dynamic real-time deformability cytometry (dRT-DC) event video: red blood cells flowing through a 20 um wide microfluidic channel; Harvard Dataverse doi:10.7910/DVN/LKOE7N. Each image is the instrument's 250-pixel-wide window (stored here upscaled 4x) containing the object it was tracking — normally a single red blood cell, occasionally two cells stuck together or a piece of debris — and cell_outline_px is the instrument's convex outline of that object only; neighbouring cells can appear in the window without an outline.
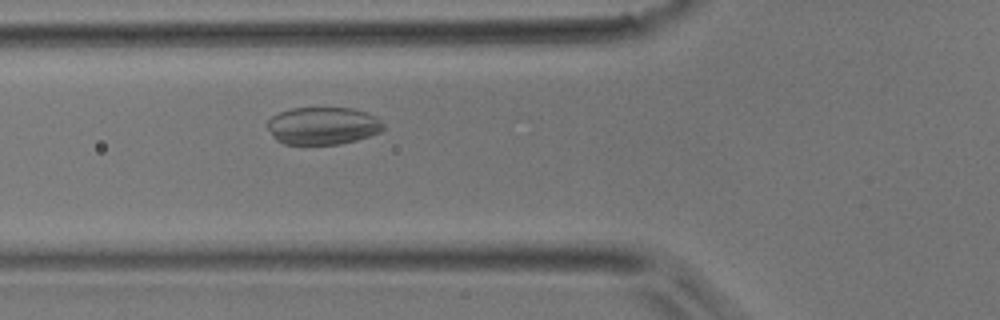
{"species": "common noctule bat (a hibernating species)", "species_latin": "Nyctalus noctula", "temperature_condition": "room temperature", "stored_images_in_passage": 28, "camera_frame_rate_fps": 3000, "um_per_image_px": 0.085, "animal": {"sex": "male", "body_mass_g": 17.9}, "frame": {"image": 1, "passage_image": 12, "time_ms": 3.667, "image_size_px": [1000, 320], "cell_outline_px": [[384, 128], [380, 132], [356, 140], [340, 144], [284, 144], [276, 140], [272, 136], [268, 128], [268, 120], [272, 116], [280, 112], [292, 108], [352, 108], [368, 112], [376, 116], [384, 124]], "centroid_in_image_um": [27.45, 10.69], "position_along_channel_um": 98.3, "area_um2": 25.43}}
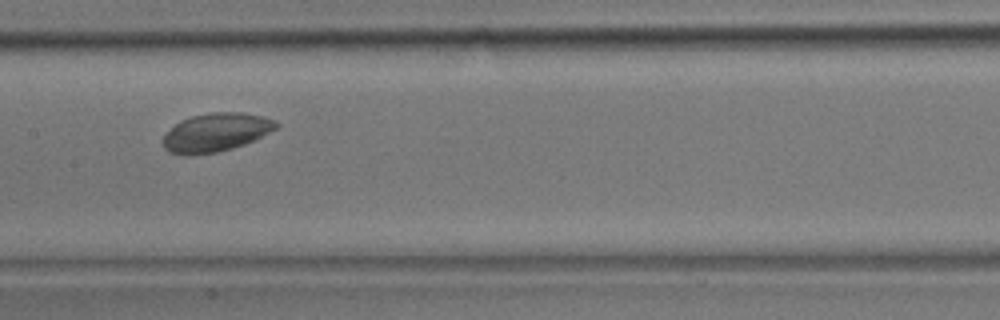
{"frame": {"image": 2, "passage_image": 18, "time_ms": 5.667, "image_size_px": [1000, 320], "cell_outline_px": [[280, 124], [276, 128], [244, 144], [232, 148], [216, 152], [184, 156], [168, 152], [164, 148], [164, 136], [180, 120], [192, 116], [212, 112], [240, 112], [264, 116], [276, 120]], "centroid_in_image_um": [18.35, 11.25], "position_along_channel_um": 189.1, "area_um2": 25.14}}
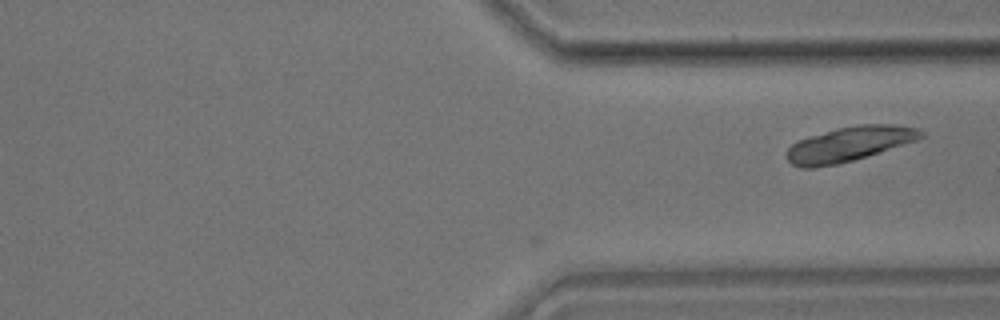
{"frame": {"image": 3, "passage_image": 28, "time_ms": 9.0, "image_size_px": [1000, 320], "cell_outline_px": [[924, 136], [920, 140], [868, 156], [836, 164], [812, 168], [800, 168], [792, 164], [788, 160], [788, 148], [796, 140], [808, 136], [836, 128], [860, 124], [896, 124], [920, 128], [924, 132]], "centroid_in_image_um": [72.25, 12.23], "position_along_channel_um": 339.2, "area_um2": 27.51}}